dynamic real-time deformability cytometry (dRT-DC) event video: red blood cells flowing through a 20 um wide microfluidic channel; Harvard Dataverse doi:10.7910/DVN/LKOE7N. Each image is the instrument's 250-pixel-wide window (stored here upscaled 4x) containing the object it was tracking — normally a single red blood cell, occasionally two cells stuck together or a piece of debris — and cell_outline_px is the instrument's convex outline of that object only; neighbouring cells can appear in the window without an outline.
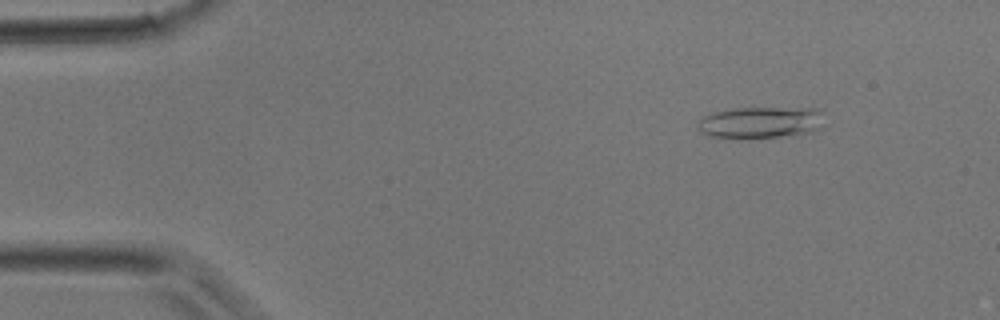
{"species": "common noctule bat (a hibernating species)", "species_latin": "Nyctalus noctula", "temperature_condition": "room temperature", "stored_images_in_passage": 38, "camera_frame_rate_fps": 3000, "um_per_image_px": 0.085, "animal": {"sex": "male", "body_mass_g": 17.9}, "frame": {"image": 1, "passage_image": 4, "time_ms": 1.0, "image_size_px": [1000, 320], "cell_outline_px": [[820, 128], [808, 132], [780, 136], [748, 140], [720, 140], [708, 136], [700, 132], [696, 128], [696, 124], [704, 116], [712, 112], [736, 108], [816, 108], [820, 112]], "centroid_in_image_um": [64.47, 10.45], "position_along_channel_um": 20.5, "area_um2": 23.87}}
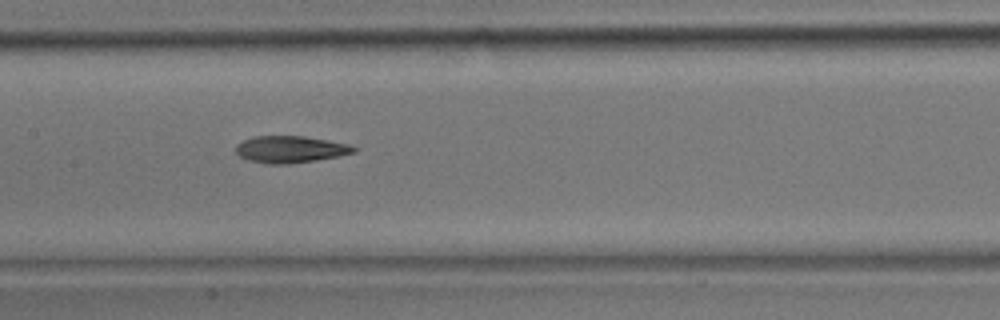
{"frame": {"image": 2, "passage_image": 18, "time_ms": 5.667, "image_size_px": [1000, 320], "cell_outline_px": [[360, 148], [356, 152], [340, 156], [316, 160], [288, 164], [264, 164], [248, 160], [240, 156], [236, 152], [236, 144], [252, 136], [304, 136], [328, 140], [348, 144]], "centroid_in_image_um": [24.7, 12.7], "position_along_channel_um": 182.7, "area_um2": 18.67}}
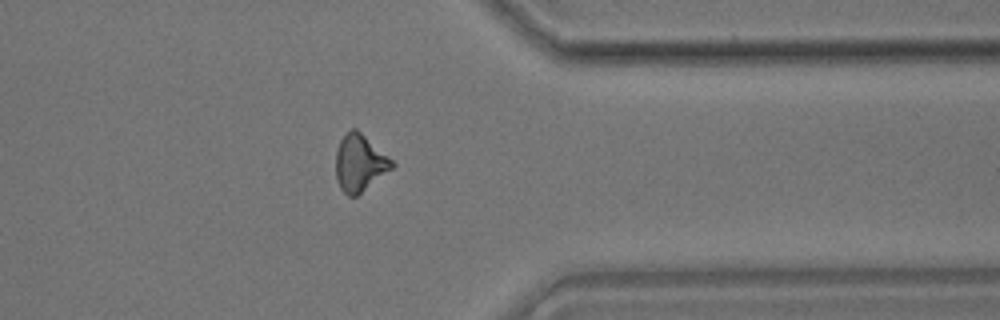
{"frame": {"image": 3, "passage_image": 30, "time_ms": 9.667, "image_size_px": [1000, 320], "cell_outline_px": [[396, 164], [392, 168], [356, 196], [348, 196], [340, 188], [336, 180], [336, 152], [340, 140], [352, 128], [356, 128], [392, 160]], "centroid_in_image_um": [30.55, 13.86], "position_along_channel_um": 380.8, "area_um2": 18.21}}